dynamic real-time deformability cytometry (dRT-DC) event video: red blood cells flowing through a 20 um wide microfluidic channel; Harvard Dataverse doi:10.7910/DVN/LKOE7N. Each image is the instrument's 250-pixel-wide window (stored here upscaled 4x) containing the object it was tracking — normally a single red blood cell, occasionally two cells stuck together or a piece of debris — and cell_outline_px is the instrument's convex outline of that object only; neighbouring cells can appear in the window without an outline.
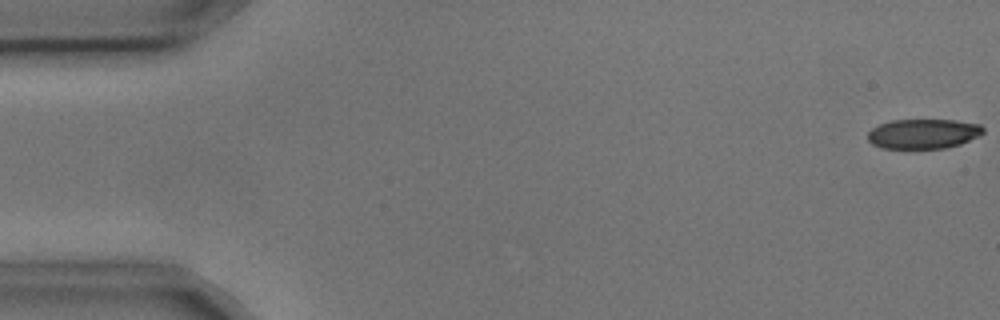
{"species": "common noctule bat (a hibernating species)", "species_latin": "Nyctalus noctula", "temperature_condition": "cold", "stored_images_in_passage": 2, "camera_frame_rate_fps": 3000, "um_per_image_px": 0.085, "animal": {"sex": "male", "body_mass_g": 17.9, "forearm_length_mm": 54.2}, "frame": {"image": 1, "passage_image": 2, "time_ms": 0.333, "image_size_px": [1000, 320], "cell_outline_px": [[984, 132], [980, 136], [960, 144], [944, 148], [880, 148], [872, 144], [868, 140], [868, 132], [872, 128], [880, 124], [892, 120], [956, 120], [980, 124], [984, 128]], "centroid_in_image_um": [78.49, 11.37], "position_along_channel_um": 6.5, "area_um2": 20.06}}